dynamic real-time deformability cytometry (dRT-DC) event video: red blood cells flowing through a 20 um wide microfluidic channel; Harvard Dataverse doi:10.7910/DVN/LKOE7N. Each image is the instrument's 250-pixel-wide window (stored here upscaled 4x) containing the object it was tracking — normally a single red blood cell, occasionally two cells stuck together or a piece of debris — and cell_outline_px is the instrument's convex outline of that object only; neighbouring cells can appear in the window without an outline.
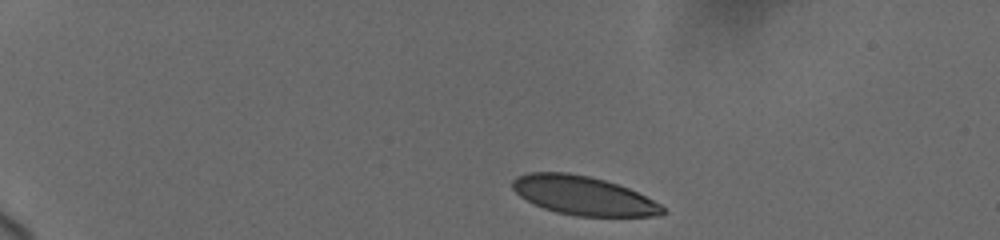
{"species": "human", "species_latin": "Homo sapiens", "temperature_condition": "cold", "stored_images_in_passage": 3, "camera_frame_rate_fps": 3000, "um_per_image_px": 0.085, "donor": {"sex": "female"}, "frame": {"image": 1, "passage_image": 1, "time_ms": 0.0, "image_size_px": [1000, 240], "cell_outline_px": [[664, 212], [660, 216], [576, 216], [556, 212], [544, 208], [520, 196], [512, 188], [512, 180], [516, 176], [528, 172], [568, 172], [588, 176], [604, 180], [628, 188], [660, 204], [664, 208]], "centroid_in_image_um": [49.55, 16.62], "position_along_channel_um": 35.5, "area_um2": 33.7}}